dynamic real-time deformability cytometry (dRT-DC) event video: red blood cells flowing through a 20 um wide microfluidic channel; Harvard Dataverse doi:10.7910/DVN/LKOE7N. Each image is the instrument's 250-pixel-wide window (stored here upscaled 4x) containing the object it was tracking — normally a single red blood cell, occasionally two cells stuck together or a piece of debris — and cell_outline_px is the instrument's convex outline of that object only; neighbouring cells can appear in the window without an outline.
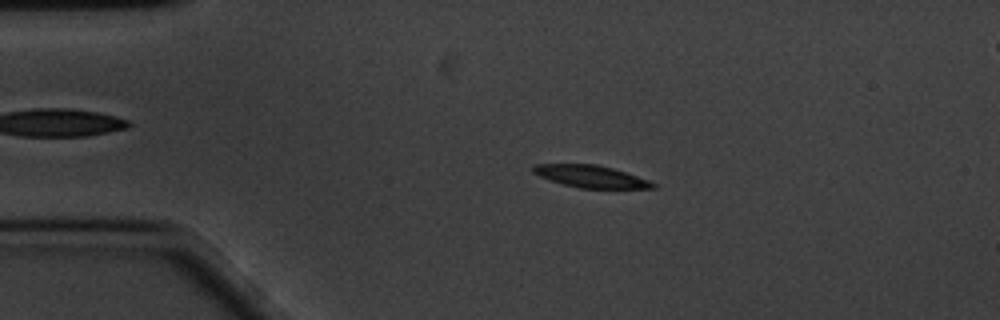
{"species": "common noctule bat (a hibernating species)", "species_latin": "Nyctalus noctula", "temperature_condition": "cold", "stored_images_in_passage": 58, "camera_frame_rate_fps": 3000, "um_per_image_px": 0.085, "animal": {"sex": "male", "body_mass_g": 20.1, "forearm_length_mm": 53.5}, "frame": {"image": 1, "passage_image": 11, "time_ms": 3.333, "image_size_px": [1000, 320], "cell_outline_px": [[656, 188], [580, 188], [548, 180], [532, 172], [532, 164], [596, 164], [612, 168], [648, 180], [656, 184]], "centroid_in_image_um": [50.17, 14.99], "position_along_channel_um": 34.8, "area_um2": 15.32}}
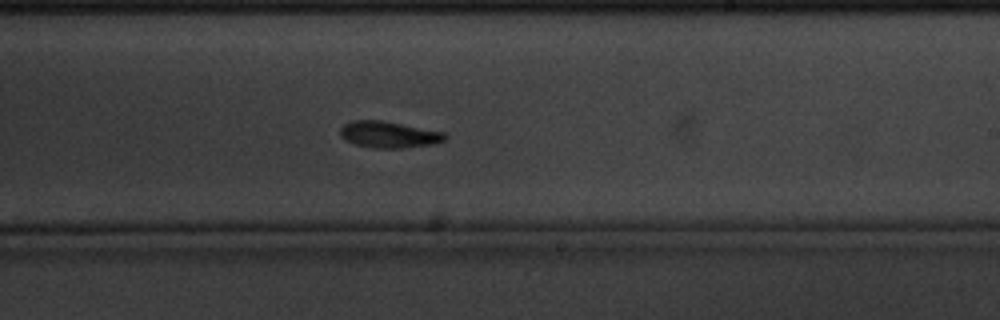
{"frame": {"image": 2, "passage_image": 34, "time_ms": 11.0, "image_size_px": [1000, 320], "cell_outline_px": [[448, 136], [444, 140], [432, 144], [400, 148], [372, 148], [356, 144], [340, 136], [340, 128], [344, 124], [352, 120], [384, 120], [444, 132]], "centroid_in_image_um": [33.05, 11.42], "position_along_channel_um": 256.0, "area_um2": 16.13}}
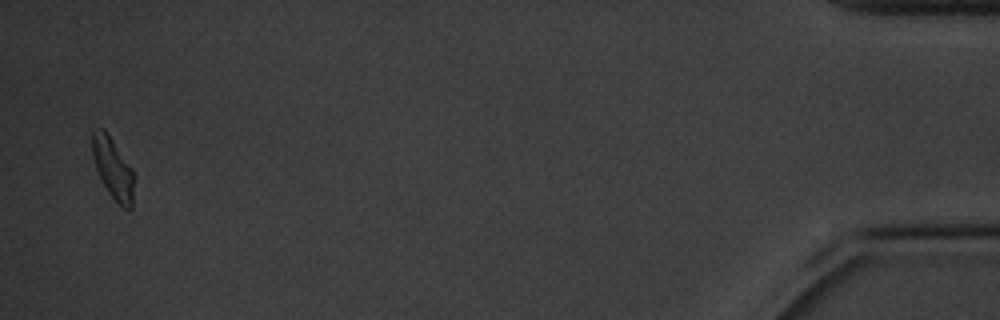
{"frame": {"image": 3, "passage_image": 57, "time_ms": 18.667, "image_size_px": [1000, 320], "cell_outline_px": [[136, 180], [132, 208], [128, 212], [108, 192], [100, 180], [92, 156], [92, 132], [100, 128], [104, 128], [132, 168], [136, 176]], "centroid_in_image_um": [9.64, 14.36], "position_along_channel_um": 425.6, "area_um2": 15.2}, "authors_computed_cell_mechanics": {"area_um2": 16.0395, "velocity_mm_per_s": 3.3503, "shape_relaxation_time_tau1_ms": 3.6711, "shape_relaxation_time_tau2_ms": 10.7287, "deformation_change_tau1": 0.1221, "deformation_change_tau2": 0.1852}}